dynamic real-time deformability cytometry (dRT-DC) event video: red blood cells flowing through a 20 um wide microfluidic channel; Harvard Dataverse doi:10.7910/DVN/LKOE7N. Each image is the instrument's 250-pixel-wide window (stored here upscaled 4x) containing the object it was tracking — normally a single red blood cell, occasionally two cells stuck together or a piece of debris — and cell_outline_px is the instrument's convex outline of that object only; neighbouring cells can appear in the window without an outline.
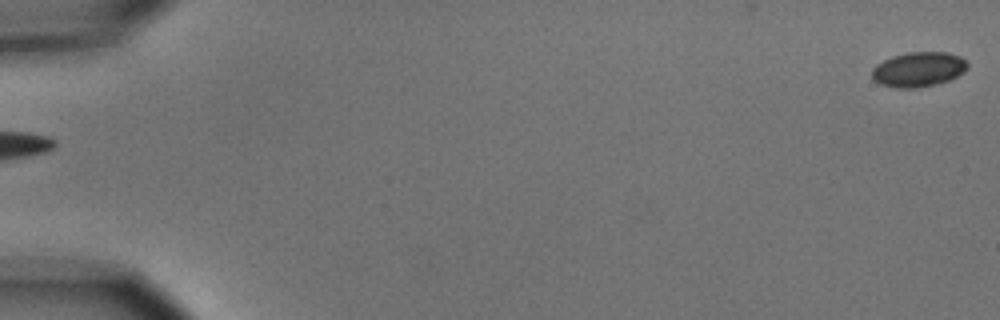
{"species": "common noctule bat (a hibernating species)", "species_latin": "Nyctalus noctula", "temperature_condition": "cold", "stored_images_in_passage": 6, "segment_of_instrument_passage": [2, 2], "camera_frame_rate_fps": 3000, "um_per_image_px": 0.085, "animal": {"sex": "male", "body_mass_g": 15.6}, "frame": {"image": 1, "passage_image": 6, "time_ms": 6.0, "image_size_px": [1000, 320], "cell_outline_px": [[968, 68], [964, 72], [948, 80], [916, 88], [892, 88], [880, 84], [872, 80], [872, 68], [876, 64], [892, 56], [908, 52], [948, 52], [960, 56], [968, 64]], "centroid_in_image_um": [78.03, 5.89], "position_along_channel_um": 7.0, "area_um2": 19.42}}